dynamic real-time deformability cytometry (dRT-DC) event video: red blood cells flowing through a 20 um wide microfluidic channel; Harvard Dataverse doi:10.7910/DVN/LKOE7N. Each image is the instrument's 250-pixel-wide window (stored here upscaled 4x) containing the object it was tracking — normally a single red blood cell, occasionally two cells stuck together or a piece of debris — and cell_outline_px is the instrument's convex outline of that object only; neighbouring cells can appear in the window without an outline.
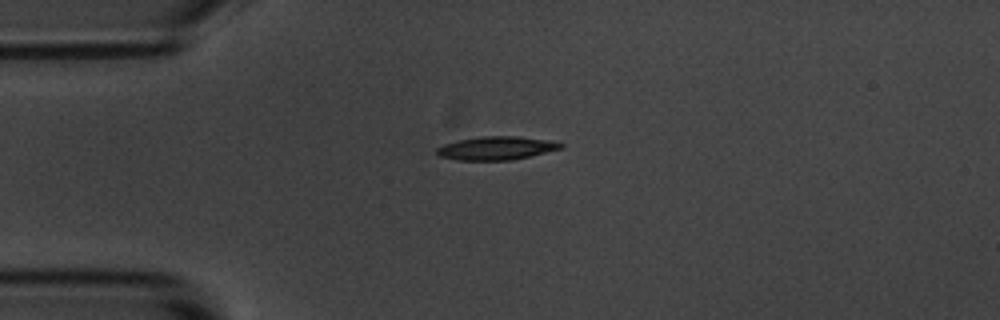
{"species": "common noctule bat (a hibernating species)", "species_latin": "Nyctalus noctula", "temperature_condition": "room temperature", "stored_images_in_passage": 42, "camera_frame_rate_fps": 3000, "um_per_image_px": 0.085, "animal": {"sex": "male", "body_mass_g": 20.1, "forearm_length_mm": 53.5}, "frame": {"image": 1, "passage_image": 1, "time_ms": 0.0, "image_size_px": [1000, 320], "cell_outline_px": [[564, 148], [512, 160], [456, 160], [440, 156], [436, 152], [436, 148], [444, 144], [456, 140], [480, 136], [516, 136], [544, 140], [564, 144]], "centroid_in_image_um": [42.15, 12.59], "position_along_channel_um": 42.9, "area_um2": 16.82}}
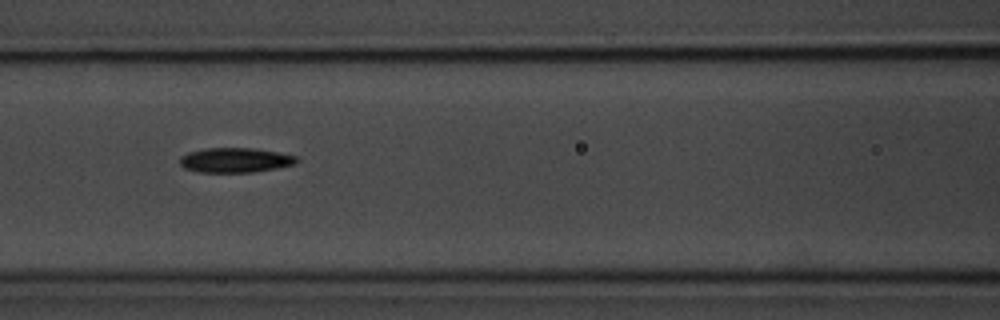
{"frame": {"image": 2, "passage_image": 11, "time_ms": 3.333, "image_size_px": [1000, 320], "cell_outline_px": [[300, 160], [296, 164], [276, 168], [252, 172], [200, 172], [184, 168], [180, 164], [180, 156], [188, 152], [208, 148], [252, 148], [300, 156]], "centroid_in_image_um": [20.03, 13.61], "position_along_channel_um": 146.6, "area_um2": 16.88}}
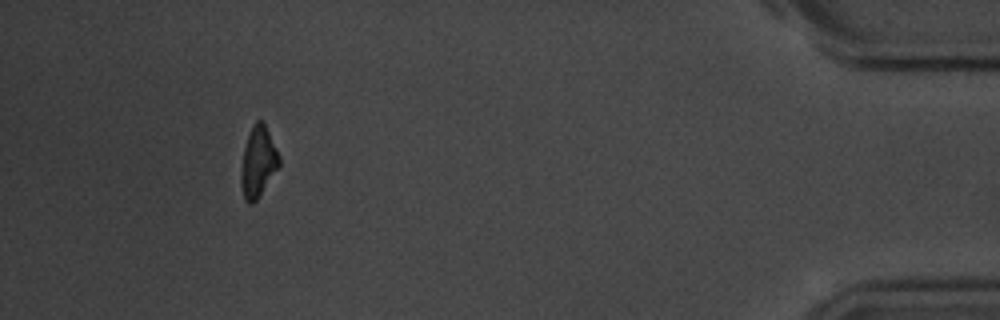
{"frame": {"image": 3, "passage_image": 38, "time_ms": 12.333, "image_size_px": [1000, 320], "cell_outline_px": [[280, 164], [256, 200], [252, 204], [248, 204], [244, 200], [240, 184], [240, 172], [244, 148], [252, 124], [256, 120], [260, 120], [264, 124], [280, 156]], "centroid_in_image_um": [21.91, 13.79], "position_along_channel_um": 413.3, "area_um2": 15.49}, "authors_computed_cell_mechanics": {"area_um2": 16.5886, "velocity_mm_per_s": 3.6759, "shape_relaxation_time_tau1_ms": 2.4668, "shape_relaxation_time_tau2_ms": 8.7764, "deformation_change_tau1": 0.1461, "deformation_change_tau2": 0.1685}}